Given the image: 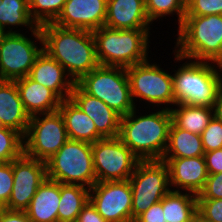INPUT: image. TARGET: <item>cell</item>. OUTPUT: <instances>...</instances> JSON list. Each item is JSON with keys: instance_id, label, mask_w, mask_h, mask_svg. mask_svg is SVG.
I'll use <instances>...</instances> for the list:
<instances>
[{"instance_id": "obj_16", "label": "cell", "mask_w": 222, "mask_h": 222, "mask_svg": "<svg viewBox=\"0 0 222 222\" xmlns=\"http://www.w3.org/2000/svg\"><path fill=\"white\" fill-rule=\"evenodd\" d=\"M169 171L170 188L173 191L198 195L208 178L204 156L191 158H162Z\"/></svg>"}, {"instance_id": "obj_38", "label": "cell", "mask_w": 222, "mask_h": 222, "mask_svg": "<svg viewBox=\"0 0 222 222\" xmlns=\"http://www.w3.org/2000/svg\"><path fill=\"white\" fill-rule=\"evenodd\" d=\"M209 175L222 173V148L204 153Z\"/></svg>"}, {"instance_id": "obj_33", "label": "cell", "mask_w": 222, "mask_h": 222, "mask_svg": "<svg viewBox=\"0 0 222 222\" xmlns=\"http://www.w3.org/2000/svg\"><path fill=\"white\" fill-rule=\"evenodd\" d=\"M201 140L205 152L222 148V122L213 117L201 134Z\"/></svg>"}, {"instance_id": "obj_22", "label": "cell", "mask_w": 222, "mask_h": 222, "mask_svg": "<svg viewBox=\"0 0 222 222\" xmlns=\"http://www.w3.org/2000/svg\"><path fill=\"white\" fill-rule=\"evenodd\" d=\"M60 183L46 179L37 189L25 213L32 222H58Z\"/></svg>"}, {"instance_id": "obj_39", "label": "cell", "mask_w": 222, "mask_h": 222, "mask_svg": "<svg viewBox=\"0 0 222 222\" xmlns=\"http://www.w3.org/2000/svg\"><path fill=\"white\" fill-rule=\"evenodd\" d=\"M76 222H107L96 210L90 200L83 206Z\"/></svg>"}, {"instance_id": "obj_17", "label": "cell", "mask_w": 222, "mask_h": 222, "mask_svg": "<svg viewBox=\"0 0 222 222\" xmlns=\"http://www.w3.org/2000/svg\"><path fill=\"white\" fill-rule=\"evenodd\" d=\"M70 99L94 122L97 132L103 138L119 136L121 116L100 99L85 93L76 83Z\"/></svg>"}, {"instance_id": "obj_3", "label": "cell", "mask_w": 222, "mask_h": 222, "mask_svg": "<svg viewBox=\"0 0 222 222\" xmlns=\"http://www.w3.org/2000/svg\"><path fill=\"white\" fill-rule=\"evenodd\" d=\"M172 53L175 64L185 60L177 70L172 71L175 105L182 103L190 106L213 107L222 85V75L217 64L193 61L178 56L174 51Z\"/></svg>"}, {"instance_id": "obj_18", "label": "cell", "mask_w": 222, "mask_h": 222, "mask_svg": "<svg viewBox=\"0 0 222 222\" xmlns=\"http://www.w3.org/2000/svg\"><path fill=\"white\" fill-rule=\"evenodd\" d=\"M28 76L35 82L53 90L62 100L70 98L75 84L64 67L44 50L35 59Z\"/></svg>"}, {"instance_id": "obj_2", "label": "cell", "mask_w": 222, "mask_h": 222, "mask_svg": "<svg viewBox=\"0 0 222 222\" xmlns=\"http://www.w3.org/2000/svg\"><path fill=\"white\" fill-rule=\"evenodd\" d=\"M137 109L121 117L118 137L140 161L162 160L172 124L171 111L156 108L142 115Z\"/></svg>"}, {"instance_id": "obj_1", "label": "cell", "mask_w": 222, "mask_h": 222, "mask_svg": "<svg viewBox=\"0 0 222 222\" xmlns=\"http://www.w3.org/2000/svg\"><path fill=\"white\" fill-rule=\"evenodd\" d=\"M40 29L43 50L64 67L75 83L99 65L92 31L54 23L43 24Z\"/></svg>"}, {"instance_id": "obj_25", "label": "cell", "mask_w": 222, "mask_h": 222, "mask_svg": "<svg viewBox=\"0 0 222 222\" xmlns=\"http://www.w3.org/2000/svg\"><path fill=\"white\" fill-rule=\"evenodd\" d=\"M165 222H195L197 195L170 190L162 199Z\"/></svg>"}, {"instance_id": "obj_6", "label": "cell", "mask_w": 222, "mask_h": 222, "mask_svg": "<svg viewBox=\"0 0 222 222\" xmlns=\"http://www.w3.org/2000/svg\"><path fill=\"white\" fill-rule=\"evenodd\" d=\"M76 84L85 93L105 102L121 117L136 108L125 67L98 65L83 75Z\"/></svg>"}, {"instance_id": "obj_20", "label": "cell", "mask_w": 222, "mask_h": 222, "mask_svg": "<svg viewBox=\"0 0 222 222\" xmlns=\"http://www.w3.org/2000/svg\"><path fill=\"white\" fill-rule=\"evenodd\" d=\"M20 99L29 116L58 111L62 99L51 89L29 76L15 80Z\"/></svg>"}, {"instance_id": "obj_12", "label": "cell", "mask_w": 222, "mask_h": 222, "mask_svg": "<svg viewBox=\"0 0 222 222\" xmlns=\"http://www.w3.org/2000/svg\"><path fill=\"white\" fill-rule=\"evenodd\" d=\"M96 182L128 180L140 161L119 137L92 143Z\"/></svg>"}, {"instance_id": "obj_44", "label": "cell", "mask_w": 222, "mask_h": 222, "mask_svg": "<svg viewBox=\"0 0 222 222\" xmlns=\"http://www.w3.org/2000/svg\"><path fill=\"white\" fill-rule=\"evenodd\" d=\"M217 67H218V70L220 71V74L222 75V58L218 61L217 63Z\"/></svg>"}, {"instance_id": "obj_15", "label": "cell", "mask_w": 222, "mask_h": 222, "mask_svg": "<svg viewBox=\"0 0 222 222\" xmlns=\"http://www.w3.org/2000/svg\"><path fill=\"white\" fill-rule=\"evenodd\" d=\"M107 0H67L53 22L64 28L94 31L105 24Z\"/></svg>"}, {"instance_id": "obj_32", "label": "cell", "mask_w": 222, "mask_h": 222, "mask_svg": "<svg viewBox=\"0 0 222 222\" xmlns=\"http://www.w3.org/2000/svg\"><path fill=\"white\" fill-rule=\"evenodd\" d=\"M222 15V0H187L185 16Z\"/></svg>"}, {"instance_id": "obj_19", "label": "cell", "mask_w": 222, "mask_h": 222, "mask_svg": "<svg viewBox=\"0 0 222 222\" xmlns=\"http://www.w3.org/2000/svg\"><path fill=\"white\" fill-rule=\"evenodd\" d=\"M145 0H107L104 26L113 29H151Z\"/></svg>"}, {"instance_id": "obj_41", "label": "cell", "mask_w": 222, "mask_h": 222, "mask_svg": "<svg viewBox=\"0 0 222 222\" xmlns=\"http://www.w3.org/2000/svg\"><path fill=\"white\" fill-rule=\"evenodd\" d=\"M213 112L214 117L222 122V85L219 89V92L217 94V98L215 100V103L213 105Z\"/></svg>"}, {"instance_id": "obj_11", "label": "cell", "mask_w": 222, "mask_h": 222, "mask_svg": "<svg viewBox=\"0 0 222 222\" xmlns=\"http://www.w3.org/2000/svg\"><path fill=\"white\" fill-rule=\"evenodd\" d=\"M69 140L60 111L30 117L24 142V154L46 162Z\"/></svg>"}, {"instance_id": "obj_23", "label": "cell", "mask_w": 222, "mask_h": 222, "mask_svg": "<svg viewBox=\"0 0 222 222\" xmlns=\"http://www.w3.org/2000/svg\"><path fill=\"white\" fill-rule=\"evenodd\" d=\"M65 122L70 140L95 143L103 137L97 132L93 120L85 114L70 98L62 100L58 109Z\"/></svg>"}, {"instance_id": "obj_37", "label": "cell", "mask_w": 222, "mask_h": 222, "mask_svg": "<svg viewBox=\"0 0 222 222\" xmlns=\"http://www.w3.org/2000/svg\"><path fill=\"white\" fill-rule=\"evenodd\" d=\"M162 208V200L153 204L148 210L139 215L132 222H165V216Z\"/></svg>"}, {"instance_id": "obj_13", "label": "cell", "mask_w": 222, "mask_h": 222, "mask_svg": "<svg viewBox=\"0 0 222 222\" xmlns=\"http://www.w3.org/2000/svg\"><path fill=\"white\" fill-rule=\"evenodd\" d=\"M89 200L107 222H132V190L129 180L96 182Z\"/></svg>"}, {"instance_id": "obj_8", "label": "cell", "mask_w": 222, "mask_h": 222, "mask_svg": "<svg viewBox=\"0 0 222 222\" xmlns=\"http://www.w3.org/2000/svg\"><path fill=\"white\" fill-rule=\"evenodd\" d=\"M151 61L149 58L143 63L126 68L133 103L137 107L136 102L139 99V103L146 102L144 104L147 107L144 108L149 106V110L150 106L153 107L152 111L155 106L170 110L175 105L172 72L169 73L161 65L156 62L152 64Z\"/></svg>"}, {"instance_id": "obj_24", "label": "cell", "mask_w": 222, "mask_h": 222, "mask_svg": "<svg viewBox=\"0 0 222 222\" xmlns=\"http://www.w3.org/2000/svg\"><path fill=\"white\" fill-rule=\"evenodd\" d=\"M204 153L201 135L180 129L172 122L162 158H191L204 156Z\"/></svg>"}, {"instance_id": "obj_7", "label": "cell", "mask_w": 222, "mask_h": 222, "mask_svg": "<svg viewBox=\"0 0 222 222\" xmlns=\"http://www.w3.org/2000/svg\"><path fill=\"white\" fill-rule=\"evenodd\" d=\"M47 178L91 188L96 183L92 143L68 140L46 161Z\"/></svg>"}, {"instance_id": "obj_34", "label": "cell", "mask_w": 222, "mask_h": 222, "mask_svg": "<svg viewBox=\"0 0 222 222\" xmlns=\"http://www.w3.org/2000/svg\"><path fill=\"white\" fill-rule=\"evenodd\" d=\"M12 161L0 163V206L4 208L8 203L13 189Z\"/></svg>"}, {"instance_id": "obj_29", "label": "cell", "mask_w": 222, "mask_h": 222, "mask_svg": "<svg viewBox=\"0 0 222 222\" xmlns=\"http://www.w3.org/2000/svg\"><path fill=\"white\" fill-rule=\"evenodd\" d=\"M146 14L152 24L164 17H177L180 26L186 14V0H145Z\"/></svg>"}, {"instance_id": "obj_21", "label": "cell", "mask_w": 222, "mask_h": 222, "mask_svg": "<svg viewBox=\"0 0 222 222\" xmlns=\"http://www.w3.org/2000/svg\"><path fill=\"white\" fill-rule=\"evenodd\" d=\"M30 121L20 99L15 81H0V126L19 132L23 137L26 134Z\"/></svg>"}, {"instance_id": "obj_9", "label": "cell", "mask_w": 222, "mask_h": 222, "mask_svg": "<svg viewBox=\"0 0 222 222\" xmlns=\"http://www.w3.org/2000/svg\"><path fill=\"white\" fill-rule=\"evenodd\" d=\"M128 180L132 190V221L171 190L168 167L162 160L139 161Z\"/></svg>"}, {"instance_id": "obj_36", "label": "cell", "mask_w": 222, "mask_h": 222, "mask_svg": "<svg viewBox=\"0 0 222 222\" xmlns=\"http://www.w3.org/2000/svg\"><path fill=\"white\" fill-rule=\"evenodd\" d=\"M197 199H222V173L208 175Z\"/></svg>"}, {"instance_id": "obj_35", "label": "cell", "mask_w": 222, "mask_h": 222, "mask_svg": "<svg viewBox=\"0 0 222 222\" xmlns=\"http://www.w3.org/2000/svg\"><path fill=\"white\" fill-rule=\"evenodd\" d=\"M197 212L206 220L222 222V199H197Z\"/></svg>"}, {"instance_id": "obj_27", "label": "cell", "mask_w": 222, "mask_h": 222, "mask_svg": "<svg viewBox=\"0 0 222 222\" xmlns=\"http://www.w3.org/2000/svg\"><path fill=\"white\" fill-rule=\"evenodd\" d=\"M18 27L20 28L17 29ZM21 27H26L29 31L38 27L32 20L29 0H0V28L7 33H21Z\"/></svg>"}, {"instance_id": "obj_40", "label": "cell", "mask_w": 222, "mask_h": 222, "mask_svg": "<svg viewBox=\"0 0 222 222\" xmlns=\"http://www.w3.org/2000/svg\"><path fill=\"white\" fill-rule=\"evenodd\" d=\"M0 222H32L25 211L0 210Z\"/></svg>"}, {"instance_id": "obj_5", "label": "cell", "mask_w": 222, "mask_h": 222, "mask_svg": "<svg viewBox=\"0 0 222 222\" xmlns=\"http://www.w3.org/2000/svg\"><path fill=\"white\" fill-rule=\"evenodd\" d=\"M151 29H113L106 26L92 31L99 65L129 67L149 58Z\"/></svg>"}, {"instance_id": "obj_43", "label": "cell", "mask_w": 222, "mask_h": 222, "mask_svg": "<svg viewBox=\"0 0 222 222\" xmlns=\"http://www.w3.org/2000/svg\"><path fill=\"white\" fill-rule=\"evenodd\" d=\"M8 33L3 29V28H0V47H1V44L3 42V39L5 38V36L7 35Z\"/></svg>"}, {"instance_id": "obj_10", "label": "cell", "mask_w": 222, "mask_h": 222, "mask_svg": "<svg viewBox=\"0 0 222 222\" xmlns=\"http://www.w3.org/2000/svg\"><path fill=\"white\" fill-rule=\"evenodd\" d=\"M30 34L28 38L24 32L8 33L3 39L0 47L1 80L15 81L30 74L35 59L43 50L40 26Z\"/></svg>"}, {"instance_id": "obj_14", "label": "cell", "mask_w": 222, "mask_h": 222, "mask_svg": "<svg viewBox=\"0 0 222 222\" xmlns=\"http://www.w3.org/2000/svg\"><path fill=\"white\" fill-rule=\"evenodd\" d=\"M14 177L11 197L4 207L11 211H25L40 185L47 179L46 162L24 153L12 161Z\"/></svg>"}, {"instance_id": "obj_31", "label": "cell", "mask_w": 222, "mask_h": 222, "mask_svg": "<svg viewBox=\"0 0 222 222\" xmlns=\"http://www.w3.org/2000/svg\"><path fill=\"white\" fill-rule=\"evenodd\" d=\"M23 153V136L13 129L0 126V163L11 162Z\"/></svg>"}, {"instance_id": "obj_4", "label": "cell", "mask_w": 222, "mask_h": 222, "mask_svg": "<svg viewBox=\"0 0 222 222\" xmlns=\"http://www.w3.org/2000/svg\"><path fill=\"white\" fill-rule=\"evenodd\" d=\"M177 28L178 56L216 64L222 58V15L185 16Z\"/></svg>"}, {"instance_id": "obj_42", "label": "cell", "mask_w": 222, "mask_h": 222, "mask_svg": "<svg viewBox=\"0 0 222 222\" xmlns=\"http://www.w3.org/2000/svg\"><path fill=\"white\" fill-rule=\"evenodd\" d=\"M195 222H214V221H210V220L204 219V218L197 212V215H196V217H195Z\"/></svg>"}, {"instance_id": "obj_28", "label": "cell", "mask_w": 222, "mask_h": 222, "mask_svg": "<svg viewBox=\"0 0 222 222\" xmlns=\"http://www.w3.org/2000/svg\"><path fill=\"white\" fill-rule=\"evenodd\" d=\"M89 191L82 185L60 183L58 222H76L83 206L89 201Z\"/></svg>"}, {"instance_id": "obj_30", "label": "cell", "mask_w": 222, "mask_h": 222, "mask_svg": "<svg viewBox=\"0 0 222 222\" xmlns=\"http://www.w3.org/2000/svg\"><path fill=\"white\" fill-rule=\"evenodd\" d=\"M67 0H29V11L32 20L41 26L53 23L61 13Z\"/></svg>"}, {"instance_id": "obj_26", "label": "cell", "mask_w": 222, "mask_h": 222, "mask_svg": "<svg viewBox=\"0 0 222 222\" xmlns=\"http://www.w3.org/2000/svg\"><path fill=\"white\" fill-rule=\"evenodd\" d=\"M172 122L180 129L201 135L214 117L213 107L176 104L170 109Z\"/></svg>"}]
</instances>
